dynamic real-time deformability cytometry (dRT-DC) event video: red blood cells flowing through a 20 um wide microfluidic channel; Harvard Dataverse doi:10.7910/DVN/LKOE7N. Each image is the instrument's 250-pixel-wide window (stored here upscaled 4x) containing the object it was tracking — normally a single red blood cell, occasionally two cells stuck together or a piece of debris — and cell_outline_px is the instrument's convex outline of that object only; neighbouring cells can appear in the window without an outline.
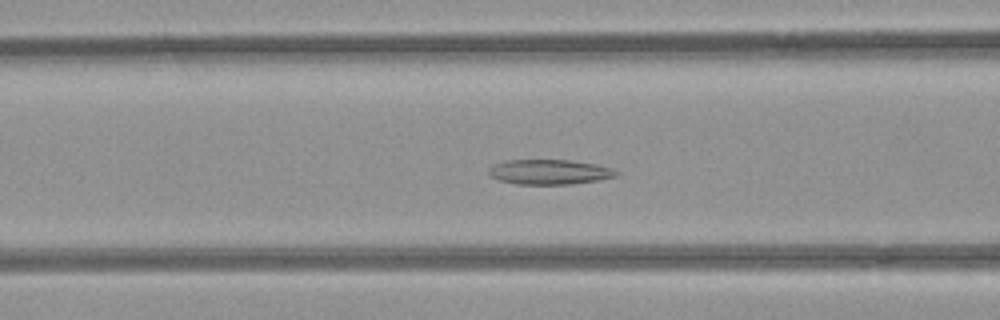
{"species": "common noctule bat (a hibernating species)", "species_latin": "Nyctalus noctula", "temperature_condition": "room temperature", "stored_images_in_passage": 53, "camera_frame_rate_fps": 3000, "um_per_image_px": 0.085, "animal": {"sex": "female", "body_mass_g": 21.9}, "frame": {"image": 1, "passage_image": 21, "time_ms": 6.667, "image_size_px": [1000, 320], "cell_outline_px": [[620, 172], [616, 176], [600, 180], [572, 184], [516, 184], [500, 180], [492, 176], [488, 172], [488, 168], [492, 164], [504, 160], [572, 160], [596, 164], [612, 168]], "centroid_in_image_um": [46.71, 14.61], "position_along_channel_um": 119.9, "area_um2": 18.67}}
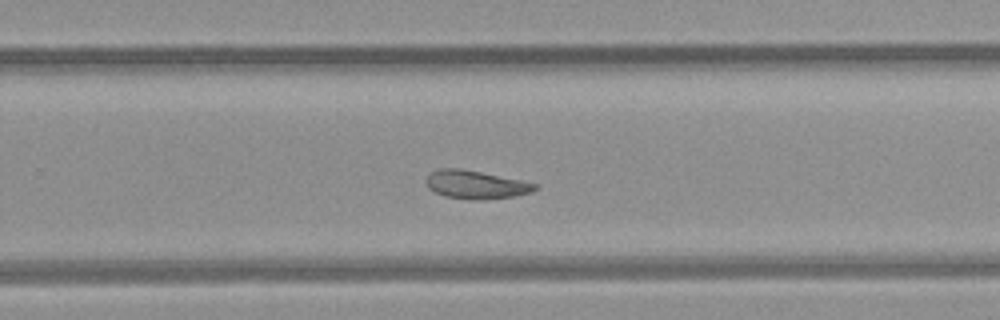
{"frame": {"image": 2, "passage_image": 34, "time_ms": 11.0, "image_size_px": [1000, 320], "cell_outline_px": [[540, 188], [532, 192], [516, 196], [476, 200], [472, 200], [444, 196], [428, 188], [424, 180], [432, 172], [440, 168], [460, 168], [540, 184]], "centroid_in_image_um": [40.47, 15.7], "position_along_channel_um": 289.3, "area_um2": 17.98}}
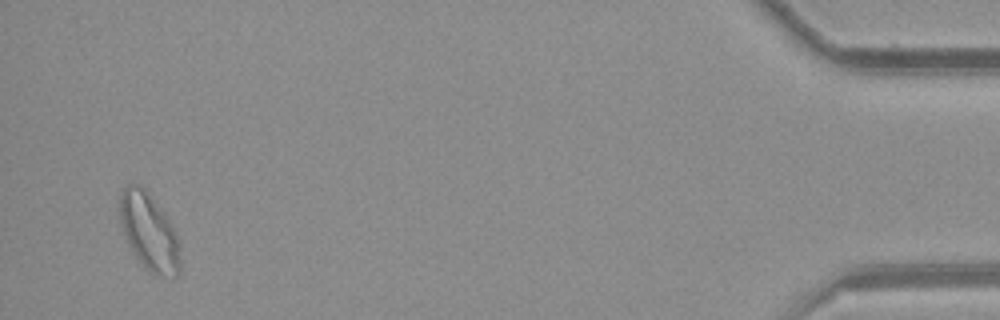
{"frame": {"image": 3, "passage_image": 51, "time_ms": 16.667, "image_size_px": [1000, 320], "cell_outline_px": [[180, 272], [176, 280], [156, 276], [148, 272], [136, 256], [120, 224], [120, 192], [128, 184], [140, 184], [152, 196], [164, 212], [176, 232], [180, 244]], "centroid_in_image_um": [12.73, 19.76], "position_along_channel_um": 422.5, "area_um2": 27.51}, "authors_computed_cell_mechanics": {"area_um2": 21.5016, "velocity_mm_per_s": 3.9121, "shape_relaxation_time_tau1_ms": null, "shape_relaxation_time_tau2_ms": 4.1358, "deformation_change_tau1": null, "deformation_change_tau2": 0.096}}